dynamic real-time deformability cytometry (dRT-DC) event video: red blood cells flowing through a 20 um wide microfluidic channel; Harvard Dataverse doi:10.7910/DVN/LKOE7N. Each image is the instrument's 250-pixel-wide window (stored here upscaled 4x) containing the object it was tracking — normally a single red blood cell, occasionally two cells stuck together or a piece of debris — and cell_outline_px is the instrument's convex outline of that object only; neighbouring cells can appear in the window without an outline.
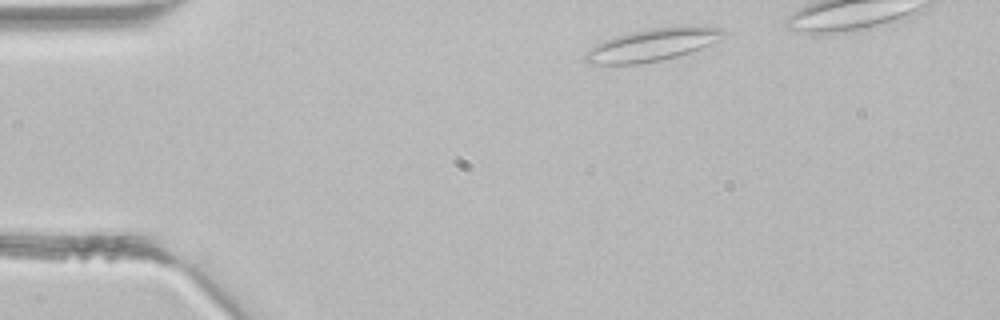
{"species": "common noctule bat (a hibernating species)", "species_latin": "Nyctalus noctula", "temperature_condition": "room temperature", "stored_images_in_passage": 34, "camera_frame_rate_fps": 3000, "um_per_image_px": 0.085, "animal": {"sex": "male", "body_mass_g": 21.5, "forearm_length_mm": 52.0}, "frame": {"image": 1, "passage_image": 3, "time_ms": 0.667, "image_size_px": [1000, 320], "cell_outline_px": [[728, 32], [720, 40], [700, 48], [676, 56], [660, 60], [636, 64], [588, 64], [584, 60], [584, 56], [596, 44], [604, 40], [628, 32], [676, 24], [692, 24], [720, 28]], "centroid_in_image_um": [55.51, 3.76], "position_along_channel_um": 29.5, "area_um2": 26.41}}
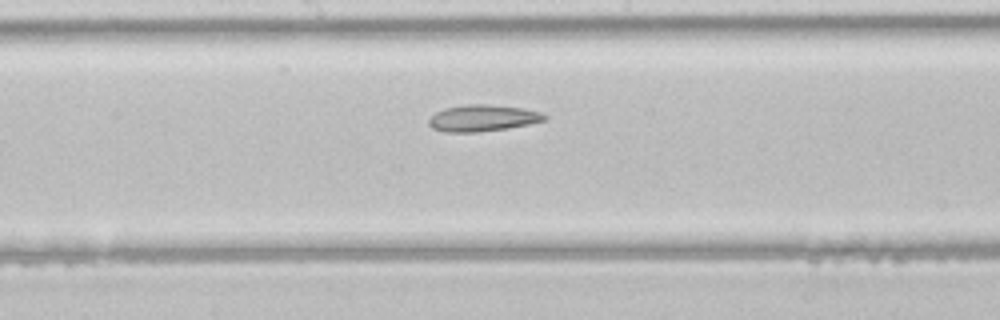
{"frame": {"image": 2, "passage_image": 18, "time_ms": 5.667, "image_size_px": [1000, 320], "cell_outline_px": [[548, 120], [508, 128], [480, 132], [444, 132], [432, 128], [428, 124], [428, 120], [436, 112], [444, 108], [468, 104], [488, 104], [520, 108], [540, 112], [548, 116]], "centroid_in_image_um": [41.02, 10.04], "position_along_channel_um": 207.2, "area_um2": 17.92}}
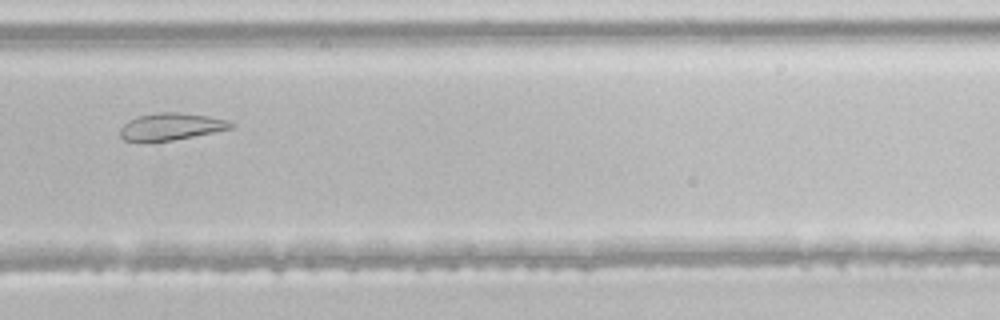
{"frame": {"image": 3, "passage_image": 25, "time_ms": 8.0, "image_size_px": [1000, 320], "cell_outline_px": [[232, 128], [172, 140], [144, 144], [140, 144], [124, 140], [120, 136], [120, 128], [128, 120], [136, 116], [156, 112], [176, 112], [208, 116], [228, 120], [232, 124]], "centroid_in_image_um": [14.41, 10.78], "position_along_channel_um": 315.4, "area_um2": 17.8}}